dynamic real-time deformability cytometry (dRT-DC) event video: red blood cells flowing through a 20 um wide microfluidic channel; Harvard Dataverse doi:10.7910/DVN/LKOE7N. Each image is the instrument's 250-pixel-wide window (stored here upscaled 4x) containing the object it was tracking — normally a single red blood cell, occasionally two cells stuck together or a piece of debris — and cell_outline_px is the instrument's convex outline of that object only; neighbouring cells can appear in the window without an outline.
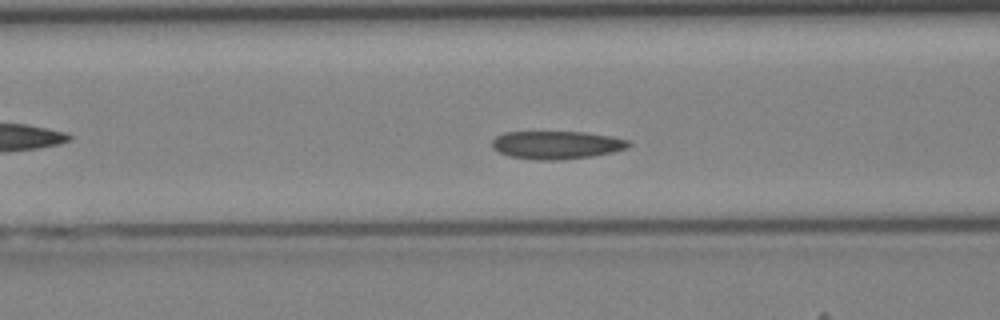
{"species": "Egyptian fruit bat (a non-hibernating species)", "species_latin": "Rousettus aegyptiacus", "temperature_condition": "cold", "stored_images_in_passage": 44, "camera_frame_rate_fps": 3000, "um_per_image_px": 0.085, "animal": {"sex": "female"}, "frame": {"image": 1, "passage_image": 17, "time_ms": 5.333, "image_size_px": [1000, 320], "cell_outline_px": [[632, 144], [628, 148], [612, 152], [592, 156], [560, 160], [536, 160], [508, 156], [492, 148], [492, 140], [496, 136], [504, 132], [584, 132], [612, 136], [628, 140]], "centroid_in_image_um": [47.31, 12.32], "position_along_channel_um": 119.3, "area_um2": 22.43}}
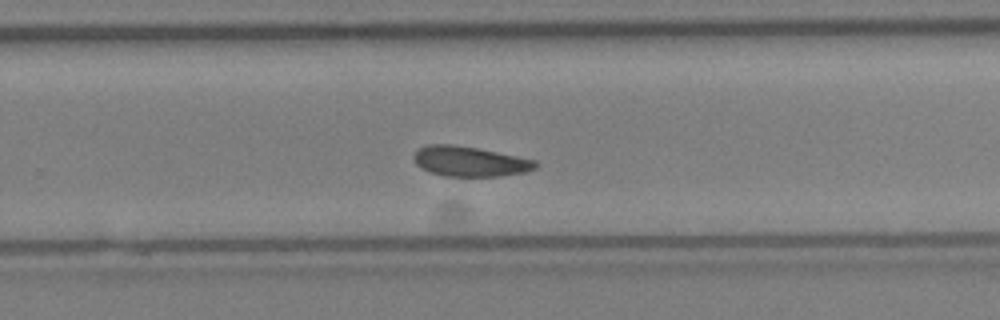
{"frame": {"image": 2, "passage_image": 28, "time_ms": 9.0, "image_size_px": [1000, 320], "cell_outline_px": [[540, 164], [536, 168], [528, 172], [500, 176], [444, 176], [428, 172], [420, 168], [416, 164], [412, 156], [416, 148], [428, 144], [452, 144], [476, 148], [536, 160]], "centroid_in_image_um": [39.9, 13.72], "position_along_channel_um": 289.9, "area_um2": 21.62}}
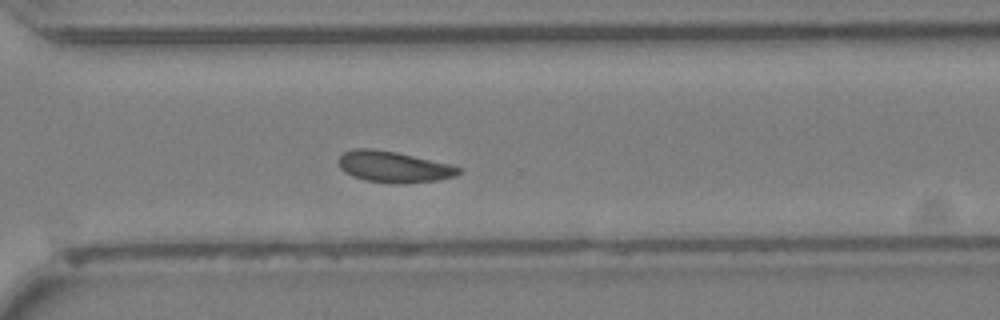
{"frame": {"image": 3, "passage_image": 31, "time_ms": 10.0, "image_size_px": [1000, 320], "cell_outline_px": [[460, 172], [456, 176], [436, 180], [408, 184], [404, 184], [364, 180], [352, 176], [344, 172], [340, 168], [340, 156], [344, 152], [352, 148], [372, 148], [396, 152], [448, 164], [460, 168]], "centroid_in_image_um": [33.43, 14.18], "position_along_channel_um": 337.2, "area_um2": 21.62}}